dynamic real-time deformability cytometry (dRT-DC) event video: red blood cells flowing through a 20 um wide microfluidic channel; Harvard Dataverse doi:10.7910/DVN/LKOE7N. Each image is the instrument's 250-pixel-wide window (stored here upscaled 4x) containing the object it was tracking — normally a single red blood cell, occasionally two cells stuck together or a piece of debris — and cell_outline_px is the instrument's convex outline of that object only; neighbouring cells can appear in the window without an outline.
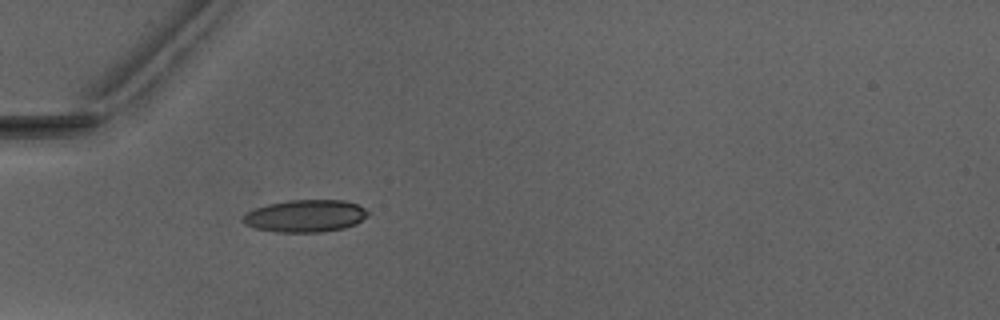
{"species": "Egyptian fruit bat (a non-hibernating species)", "species_latin": "Rousettus aegyptiacus", "temperature_condition": "warm", "stored_images_in_passage": 35, "camera_frame_rate_fps": 3000, "um_per_image_px": 0.085, "animal": {"sex": "male"}, "frame": {"image": 1, "passage_image": 1, "time_ms": 0.0, "image_size_px": [1000, 320], "cell_outline_px": [[368, 216], [356, 224], [344, 228], [320, 232], [276, 232], [256, 228], [244, 224], [240, 220], [248, 212], [256, 208], [268, 204], [288, 200], [344, 200], [356, 204], [364, 208], [368, 212]], "centroid_in_image_um": [25.96, 18.35], "position_along_channel_um": 59.0, "area_um2": 23.47}}
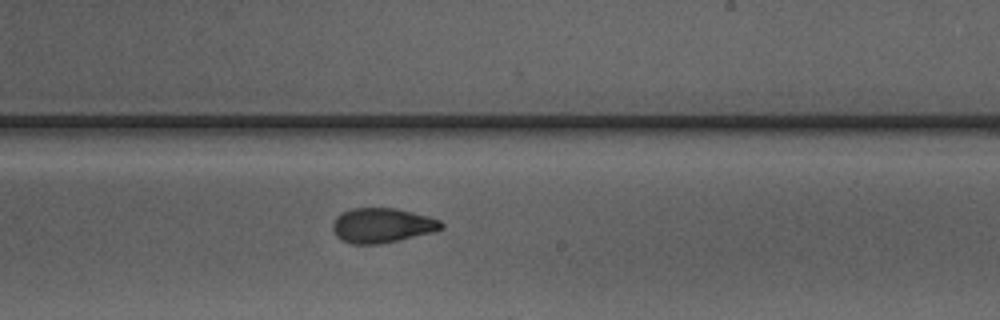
{"frame": {"image": 2, "passage_image": 16, "time_ms": 5.0, "image_size_px": [1000, 320], "cell_outline_px": [[444, 228], [432, 232], [380, 244], [352, 244], [336, 236], [332, 232], [332, 224], [336, 216], [352, 208], [396, 208], [428, 216], [440, 220], [444, 224]], "centroid_in_image_um": [32.46, 19.15], "position_along_channel_um": 256.5, "area_um2": 21.91}}
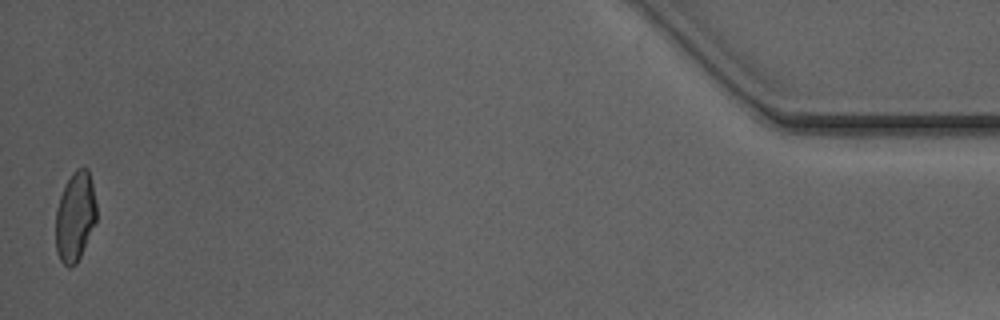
{"frame": {"image": 3, "passage_image": 35, "time_ms": 11.333, "image_size_px": [1000, 320], "cell_outline_px": [[96, 220], [80, 256], [76, 264], [68, 268], [60, 260], [56, 248], [56, 212], [60, 196], [72, 172], [76, 168], [88, 168], [92, 184], [96, 204]], "centroid_in_image_um": [6.38, 18.41], "position_along_channel_um": 428.8, "area_um2": 20.98}, "authors_computed_cell_mechanics": {"area_um2": 22.0218, "velocity_mm_per_s": 4.1023, "shape_relaxation_time_tau1_ms": 8.0252, "shape_relaxation_time_tau2_ms": 2.2179, "deformation_change_tau1": 0.2078, "deformation_change_tau2": 0.0917}}